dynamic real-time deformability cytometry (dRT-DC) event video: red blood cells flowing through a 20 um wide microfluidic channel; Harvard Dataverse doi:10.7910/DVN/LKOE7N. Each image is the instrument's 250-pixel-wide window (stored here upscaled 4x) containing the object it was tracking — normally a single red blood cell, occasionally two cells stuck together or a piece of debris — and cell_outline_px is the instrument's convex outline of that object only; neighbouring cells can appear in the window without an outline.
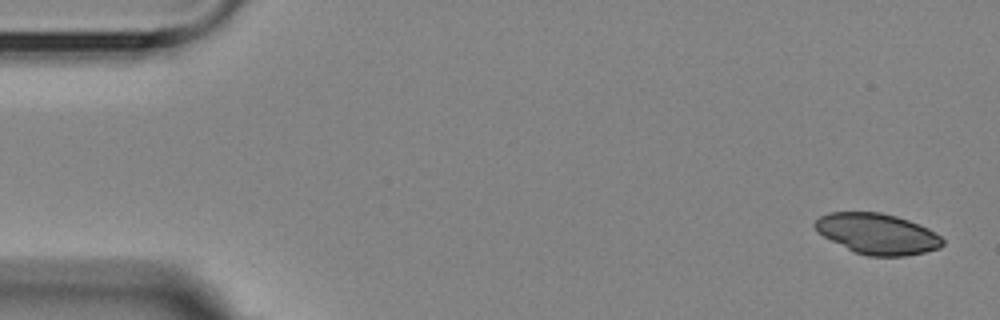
{"species": "Egyptian fruit bat (a non-hibernating species)", "species_latin": "Rousettus aegyptiacus", "temperature_condition": "room temperature", "stored_images_in_passage": 3, "camera_frame_rate_fps": 3000, "um_per_image_px": 0.085, "animal": {"sex": "female"}, "frame": {"image": 1, "passage_image": 1, "time_ms": 0.0, "image_size_px": [1000, 320], "cell_outline_px": [[944, 244], [940, 248], [924, 252], [904, 256], [868, 256], [856, 252], [816, 232], [812, 224], [820, 216], [828, 212], [880, 212], [896, 216], [908, 220], [928, 228], [940, 236], [944, 240]], "centroid_in_image_um": [74.57, 19.86], "position_along_channel_um": 10.4, "area_um2": 30.11}}